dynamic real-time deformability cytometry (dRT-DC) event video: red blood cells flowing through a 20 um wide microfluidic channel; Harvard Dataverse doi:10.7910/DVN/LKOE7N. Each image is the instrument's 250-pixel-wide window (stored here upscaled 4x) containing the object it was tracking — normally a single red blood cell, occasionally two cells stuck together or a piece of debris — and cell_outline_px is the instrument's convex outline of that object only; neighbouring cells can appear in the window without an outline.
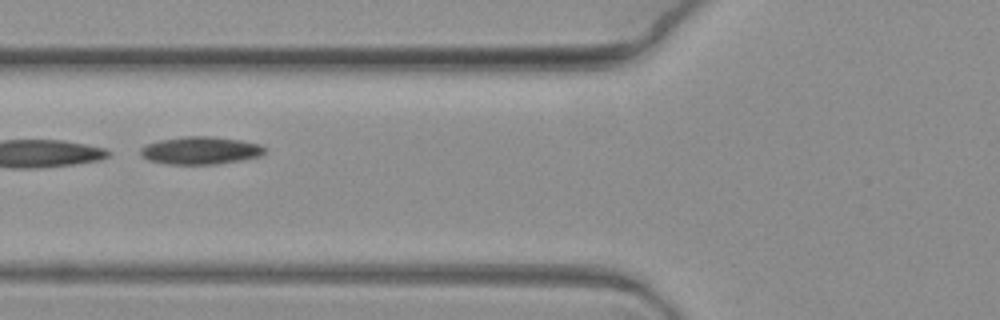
{"species": "common noctule bat (a hibernating species)", "species_latin": "Nyctalus noctula", "temperature_condition": "warm", "stored_images_in_passage": 2, "camera_frame_rate_fps": 3000, "um_per_image_px": 0.085, "animal": {"sex": "female", "body_mass_g": 19.3, "forearm_length_mm": 54.1}, "frame": {"image": 1, "passage_image": 2, "time_ms": 0.333, "image_size_px": [1000, 320], "cell_outline_px": [[264, 152], [260, 156], [240, 160], [216, 164], [168, 164], [148, 160], [140, 156], [140, 148], [148, 144], [160, 140], [184, 136], [212, 136], [240, 140], [260, 144], [264, 148]], "centroid_in_image_um": [17.01, 12.79], "position_along_channel_um": 108.8, "area_um2": 19.94}}